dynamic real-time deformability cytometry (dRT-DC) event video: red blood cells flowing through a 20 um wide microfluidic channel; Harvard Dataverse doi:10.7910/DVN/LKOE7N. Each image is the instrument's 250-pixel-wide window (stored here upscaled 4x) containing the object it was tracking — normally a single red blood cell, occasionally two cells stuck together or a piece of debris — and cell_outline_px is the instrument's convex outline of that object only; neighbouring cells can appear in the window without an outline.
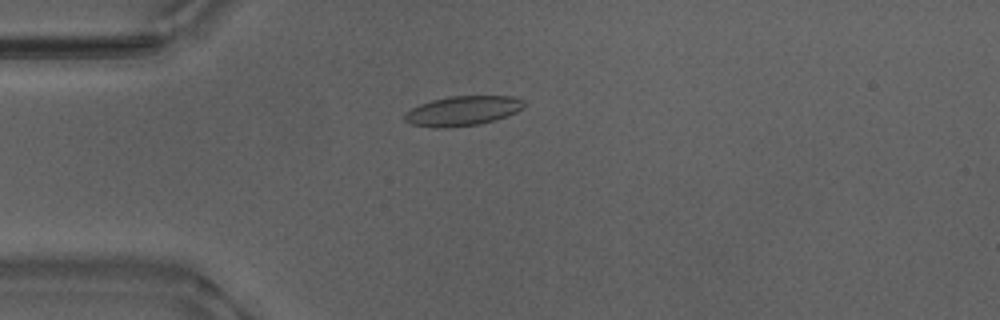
{"species": "Egyptian fruit bat (a non-hibernating species)", "species_latin": "Rousettus aegyptiacus", "temperature_condition": "warm", "stored_images_in_passage": 53, "camera_frame_rate_fps": 3000, "um_per_image_px": 0.085, "animal": {"sex": "male"}, "frame": {"image": 1, "passage_image": 14, "time_ms": 4.333, "image_size_px": [1000, 320], "cell_outline_px": [[524, 108], [516, 112], [480, 124], [444, 128], [436, 128], [408, 124], [404, 120], [404, 116], [412, 108], [420, 104], [432, 100], [448, 96], [512, 96], [524, 100]], "centroid_in_image_um": [39.3, 9.42], "position_along_channel_um": 45.7, "area_um2": 20.58}}
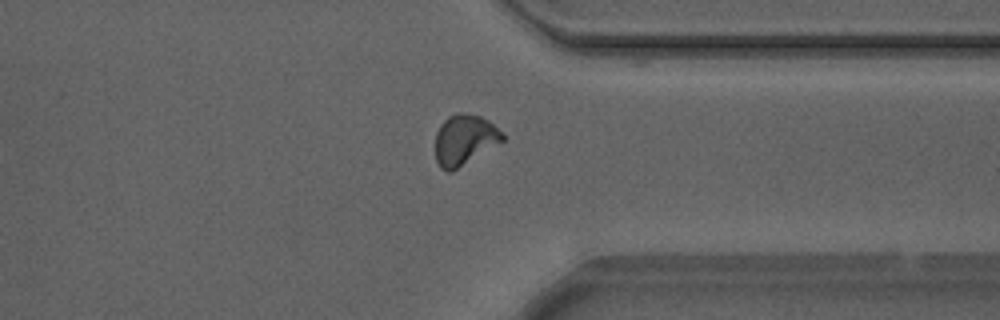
{"frame": {"image": 2, "passage_image": 41, "time_ms": 13.333, "image_size_px": [1000, 320], "cell_outline_px": [[504, 140], [452, 172], [448, 172], [440, 168], [436, 160], [436, 132], [440, 124], [448, 116], [456, 112], [460, 112], [480, 116], [488, 120], [504, 136]], "centroid_in_image_um": [39.44, 11.88], "position_along_channel_um": 372.0, "area_um2": 19.59}}
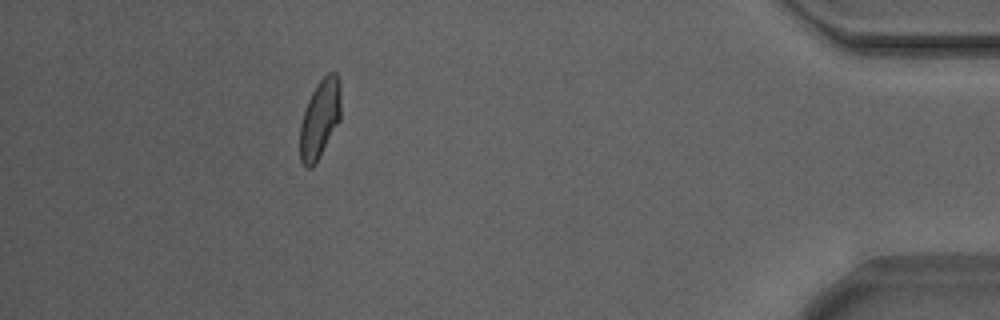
{"frame": {"image": 3, "passage_image": 48, "time_ms": 15.667, "image_size_px": [1000, 320], "cell_outline_px": [[340, 120], [320, 156], [312, 168], [304, 168], [300, 160], [300, 124], [304, 108], [316, 84], [328, 72], [336, 72], [340, 76]], "centroid_in_image_um": [27.18, 10.09], "position_along_channel_um": 408.0, "area_um2": 19.02}, "authors_computed_cell_mechanics": {"area_um2": 19.4208, "velocity_mm_per_s": 3.8556, "shape_relaxation_time_tau1_ms": 8.14, "shape_relaxation_time_tau2_ms": 0.9715, "deformation_change_tau1": 0.1884, "deformation_change_tau2": 0.0592}}